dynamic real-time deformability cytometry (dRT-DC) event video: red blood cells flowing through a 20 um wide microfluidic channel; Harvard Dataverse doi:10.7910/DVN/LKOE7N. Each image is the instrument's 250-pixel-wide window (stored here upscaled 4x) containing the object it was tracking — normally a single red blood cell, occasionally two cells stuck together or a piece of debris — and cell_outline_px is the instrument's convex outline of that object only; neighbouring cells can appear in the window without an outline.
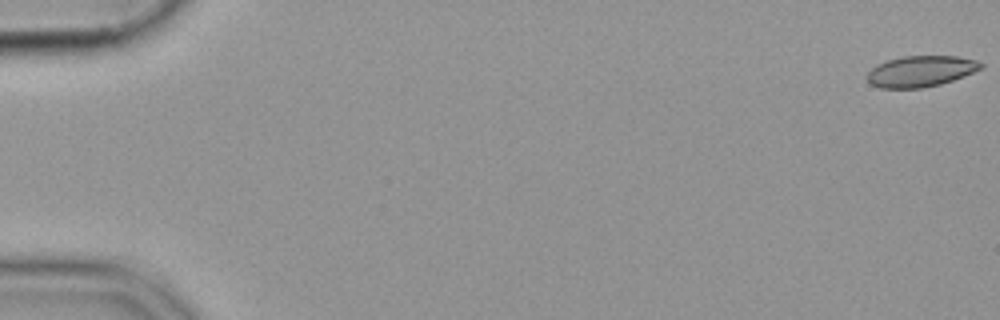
{"species": "common noctule bat (a hibernating species)", "species_latin": "Nyctalus noctula", "temperature_condition": "cold", "stored_images_in_passage": 8, "camera_frame_rate_fps": 3000, "um_per_image_px": 0.085, "animal": {"sex": "female", "body_mass_g": 19.9}, "frame": {"image": 1, "passage_image": 1, "time_ms": 0.0, "image_size_px": [1000, 320], "cell_outline_px": [[984, 68], [964, 76], [940, 84], [920, 88], [880, 88], [872, 84], [868, 80], [868, 72], [876, 64], [888, 60], [904, 56], [956, 56], [976, 60], [984, 64]], "centroid_in_image_um": [78.29, 6.05], "position_along_channel_um": 6.7, "area_um2": 20.46}}